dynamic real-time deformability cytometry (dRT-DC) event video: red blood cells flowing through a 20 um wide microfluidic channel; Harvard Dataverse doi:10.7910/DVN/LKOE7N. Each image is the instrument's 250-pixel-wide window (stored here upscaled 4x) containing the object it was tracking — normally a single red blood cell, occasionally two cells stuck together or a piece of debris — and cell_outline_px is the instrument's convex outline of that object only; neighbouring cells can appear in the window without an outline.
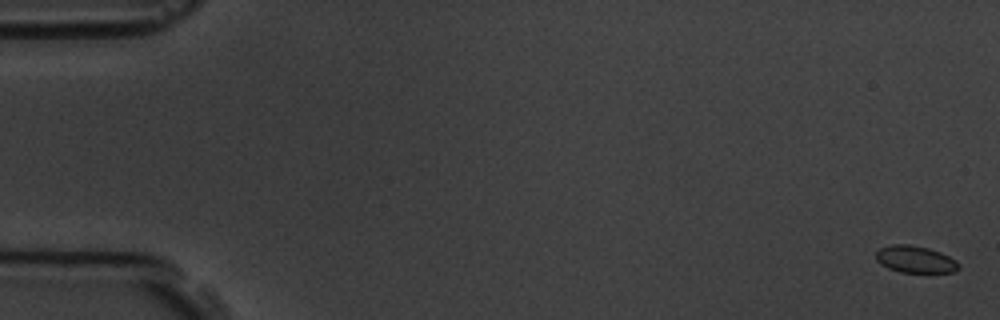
{"species": "common noctule bat (a hibernating species)", "species_latin": "Nyctalus noctula", "temperature_condition": "room temperature", "stored_images_in_passage": 6, "camera_frame_rate_fps": 3000, "um_per_image_px": 0.085, "animal": {"sex": "male", "body_mass_g": 19.5, "forearm_length_mm": 54.6}, "frame": {"image": 1, "passage_image": 1, "time_ms": 0.0, "image_size_px": [1000, 320], "cell_outline_px": [[960, 268], [952, 272], [900, 272], [888, 268], [880, 264], [876, 260], [876, 252], [880, 248], [892, 244], [908, 244], [928, 248], [940, 252], [956, 260], [960, 264]], "centroid_in_image_um": [77.79, 22.04], "position_along_channel_um": 7.2, "area_um2": 13.01}}
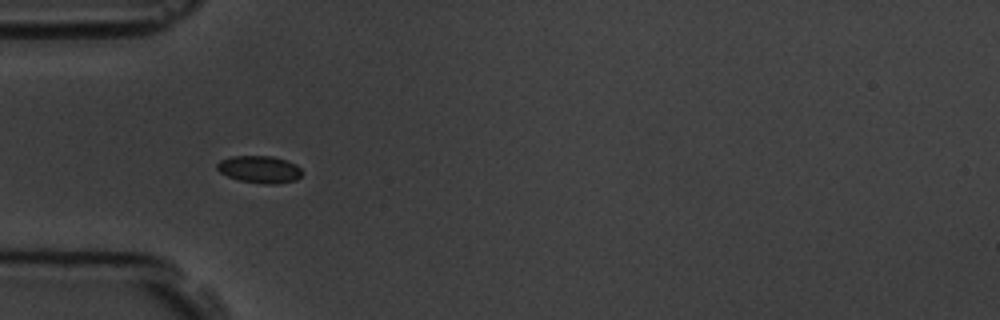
{"frame": {"image": 2, "passage_image": 5, "time_ms": 5.667, "image_size_px": [1000, 320], "cell_outline_px": [[304, 172], [296, 180], [276, 184], [264, 184], [240, 180], [228, 176], [220, 172], [216, 168], [216, 164], [220, 160], [232, 156], [272, 156], [288, 160], [296, 164]], "centroid_in_image_um": [22.09, 14.39], "position_along_channel_um": 62.9, "area_um2": 13.58}}
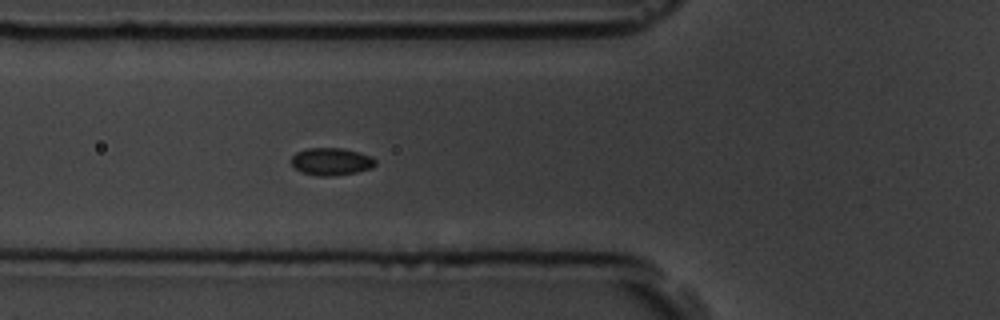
{"frame": {"image": 3, "passage_image": 6, "time_ms": 6.667, "image_size_px": [1000, 320], "cell_outline_px": [[376, 164], [372, 168], [356, 172], [332, 176], [316, 176], [304, 172], [296, 168], [292, 164], [292, 156], [296, 152], [308, 148], [344, 148], [372, 156], [376, 160]], "centroid_in_image_um": [28.19, 13.72], "position_along_channel_um": 97.6, "area_um2": 13.41}}